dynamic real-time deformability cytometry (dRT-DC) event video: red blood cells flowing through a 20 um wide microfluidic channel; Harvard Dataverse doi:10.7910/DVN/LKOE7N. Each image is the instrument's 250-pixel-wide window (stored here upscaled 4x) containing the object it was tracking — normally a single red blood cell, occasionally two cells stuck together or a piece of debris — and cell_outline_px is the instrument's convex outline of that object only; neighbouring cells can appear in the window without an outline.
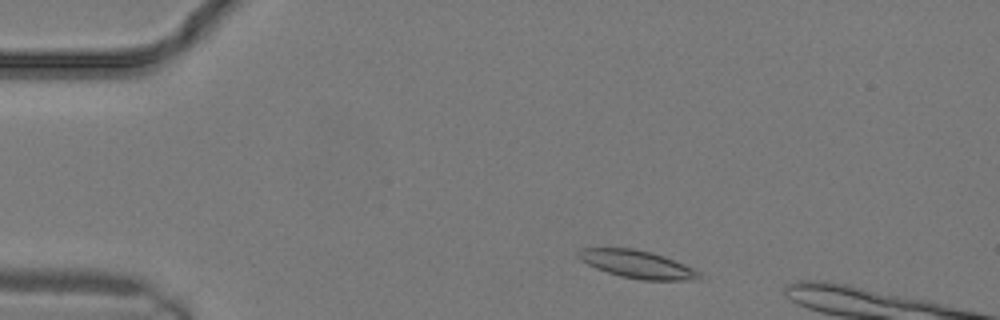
{"species": "common noctule bat (a hibernating species)", "species_latin": "Nyctalus noctula", "temperature_condition": "warm", "stored_images_in_passage": 6, "camera_frame_rate_fps": 3000, "um_per_image_px": 0.085, "animal": {"sex": "male", "body_mass_g": 19.2, "forearm_length_mm": 51.8}, "frame": {"image": 1, "passage_image": 2, "time_ms": 0.333, "image_size_px": [1000, 320], "cell_outline_px": [[700, 276], [684, 280], [640, 280], [620, 276], [596, 268], [580, 260], [576, 256], [576, 252], [580, 248], [632, 248], [652, 252], [664, 256], [692, 268], [700, 272]], "centroid_in_image_um": [54.07, 22.44], "position_along_channel_um": 30.9, "area_um2": 19.31}}